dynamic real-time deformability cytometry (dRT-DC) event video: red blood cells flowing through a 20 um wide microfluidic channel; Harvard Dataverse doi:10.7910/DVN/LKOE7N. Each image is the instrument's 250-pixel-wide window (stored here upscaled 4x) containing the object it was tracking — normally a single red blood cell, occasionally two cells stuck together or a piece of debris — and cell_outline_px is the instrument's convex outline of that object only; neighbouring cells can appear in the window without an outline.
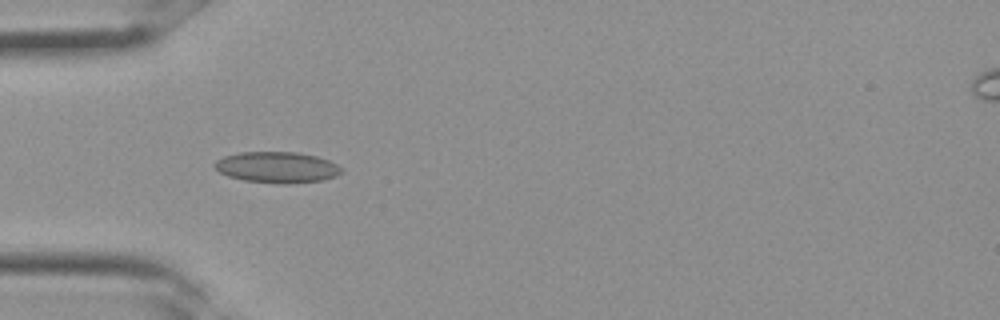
{"species": "Egyptian fruit bat (a non-hibernating species)", "species_latin": "Rousettus aegyptiacus", "temperature_condition": "room temperature", "stored_images_in_passage": 31, "camera_frame_rate_fps": 3000, "um_per_image_px": 0.085, "frame": {"image": 1, "passage_image": 8, "time_ms": 2.333, "image_size_px": [1000, 320], "cell_outline_px": [[344, 172], [336, 176], [324, 180], [288, 184], [276, 184], [244, 180], [228, 176], [220, 172], [212, 164], [216, 160], [224, 156], [240, 152], [296, 152], [316, 156], [328, 160], [344, 168]], "centroid_in_image_um": [23.57, 14.23], "position_along_channel_um": 61.4, "area_um2": 23.18}}
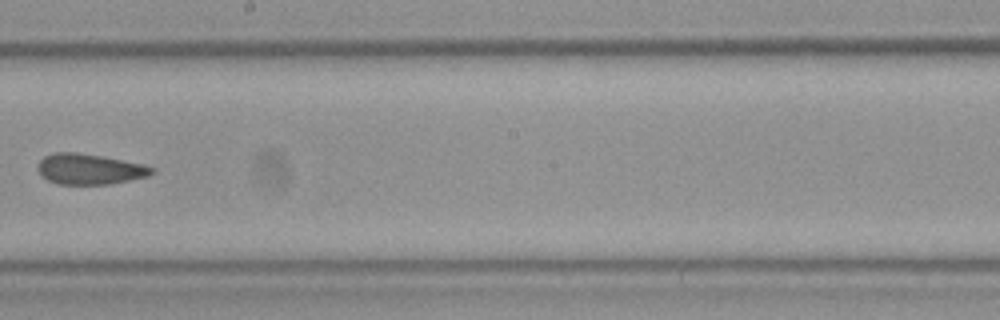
{"frame": {"image": 2, "passage_image": 17, "time_ms": 5.333, "image_size_px": [1000, 320], "cell_outline_px": [[156, 172], [148, 176], [108, 184], [56, 184], [40, 176], [36, 168], [40, 160], [44, 156], [52, 152], [76, 152], [104, 156], [144, 164], [156, 168]], "centroid_in_image_um": [7.6, 14.36], "position_along_channel_um": 240.6, "area_um2": 20.63}}
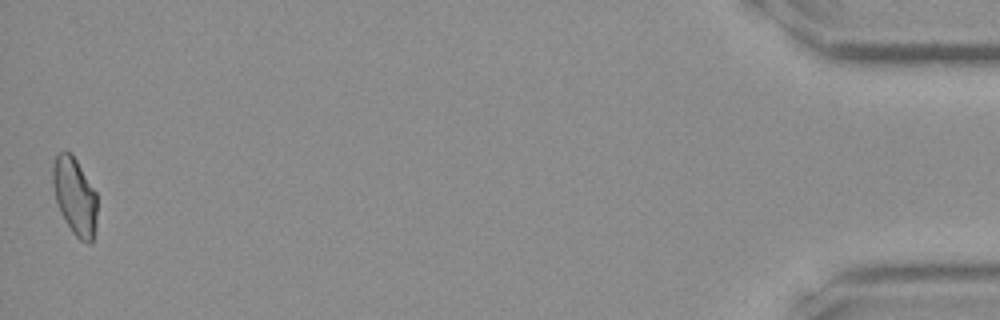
{"frame": {"image": 3, "passage_image": 31, "time_ms": 10.0, "image_size_px": [1000, 320], "cell_outline_px": [[96, 228], [92, 240], [88, 244], [80, 240], [72, 232], [60, 212], [56, 200], [52, 184], [52, 168], [56, 152], [64, 148], [76, 160], [96, 192]], "centroid_in_image_um": [6.33, 16.66], "position_along_channel_um": 428.9, "area_um2": 20.06}}